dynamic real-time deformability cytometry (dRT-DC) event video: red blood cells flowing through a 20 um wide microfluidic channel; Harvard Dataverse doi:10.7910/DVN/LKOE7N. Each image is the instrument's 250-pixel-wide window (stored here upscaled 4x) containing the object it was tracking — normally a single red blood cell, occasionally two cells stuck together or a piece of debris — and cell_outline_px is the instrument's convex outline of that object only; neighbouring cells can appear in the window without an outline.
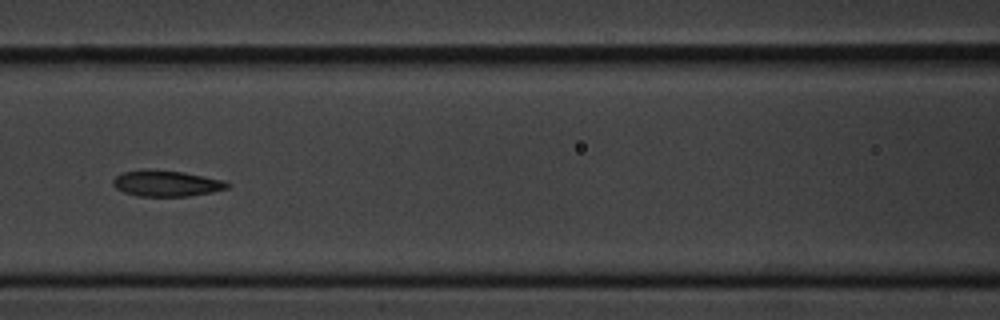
{"species": "common noctule bat (a hibernating species)", "species_latin": "Nyctalus noctula", "temperature_condition": "cold", "stored_images_in_passage": 11, "camera_frame_rate_fps": 3000, "um_per_image_px": 0.085, "animal": {"sex": "male", "body_mass_g": 20.1, "forearm_length_mm": 53.5}, "frame": {"image": 1, "passage_image": 8, "time_ms": 8.0, "image_size_px": [1000, 320], "cell_outline_px": [[232, 184], [228, 188], [212, 192], [188, 196], [136, 196], [124, 192], [116, 188], [112, 184], [112, 180], [116, 176], [124, 172], [184, 172], [224, 180]], "centroid_in_image_um": [14.21, 15.63], "position_along_channel_um": 152.4, "area_um2": 16.65}}
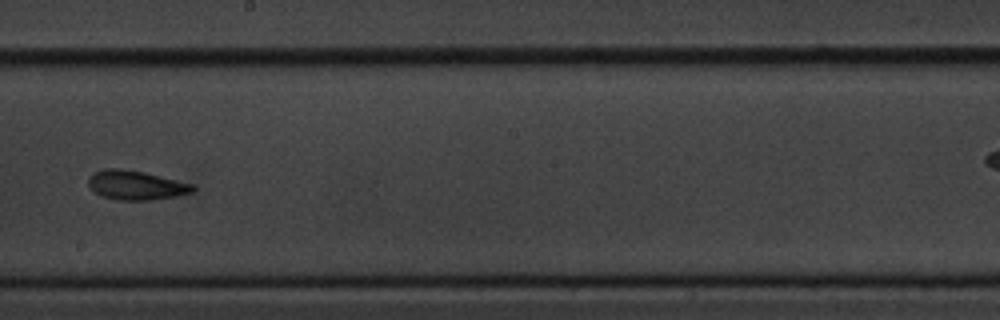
{"frame": {"image": 2, "passage_image": 10, "time_ms": 10.333, "image_size_px": [1000, 320], "cell_outline_px": [[196, 188], [192, 192], [176, 196], [152, 200], [116, 200], [100, 196], [88, 184], [88, 176], [104, 168], [120, 168], [144, 172], [196, 184]], "centroid_in_image_um": [11.58, 15.74], "position_along_channel_um": 236.6, "area_um2": 17.98}}